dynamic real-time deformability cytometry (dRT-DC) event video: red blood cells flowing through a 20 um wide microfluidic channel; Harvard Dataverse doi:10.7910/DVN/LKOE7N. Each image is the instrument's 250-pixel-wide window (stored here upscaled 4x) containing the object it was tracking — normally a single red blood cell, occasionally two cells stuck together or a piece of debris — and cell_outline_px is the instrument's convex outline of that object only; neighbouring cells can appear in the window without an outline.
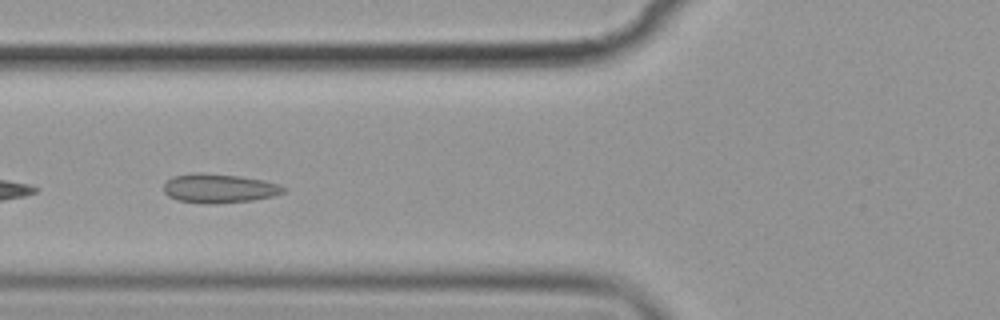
{"species": "common noctule bat (a hibernating species)", "species_latin": "Nyctalus noctula", "temperature_condition": "cold", "stored_images_in_passage": 31, "camera_frame_rate_fps": 3000, "um_per_image_px": 0.085, "animal": {"sex": "female", "body_mass_g": 19.9}, "frame": {"image": 1, "passage_image": 5, "time_ms": 1.333, "image_size_px": [1000, 320], "cell_outline_px": [[288, 188], [284, 192], [272, 196], [252, 200], [212, 204], [204, 204], [176, 200], [168, 196], [164, 192], [164, 184], [172, 176], [192, 172], [204, 172], [240, 176], [264, 180], [280, 184]], "centroid_in_image_um": [18.61, 16.0], "position_along_channel_um": 107.2, "area_um2": 20.63}}
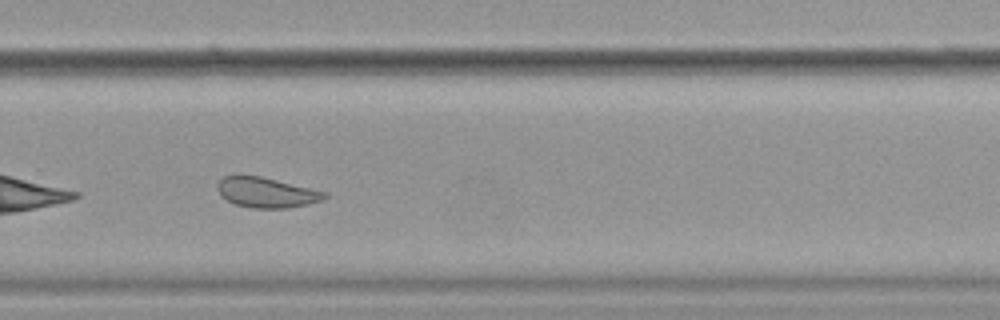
{"frame": {"image": 2, "passage_image": 22, "time_ms": 7.0, "image_size_px": [1000, 320], "cell_outline_px": [[328, 196], [324, 200], [308, 204], [288, 208], [252, 208], [236, 204], [220, 196], [216, 188], [216, 184], [224, 176], [236, 172], [240, 172], [260, 176], [328, 192]], "centroid_in_image_um": [22.6, 16.32], "position_along_channel_um": 307.2, "area_um2": 19.42}, "authors_computed_cell_mechanics": {"area_um2": 19.652, "velocity_mm_per_s": 3.5376, "shape_relaxation_time_tau1_ms": null, "shape_relaxation_time_tau2_ms": 1.4031, "deformation_change_tau1": null, "deformation_change_tau2": 0.0741}}